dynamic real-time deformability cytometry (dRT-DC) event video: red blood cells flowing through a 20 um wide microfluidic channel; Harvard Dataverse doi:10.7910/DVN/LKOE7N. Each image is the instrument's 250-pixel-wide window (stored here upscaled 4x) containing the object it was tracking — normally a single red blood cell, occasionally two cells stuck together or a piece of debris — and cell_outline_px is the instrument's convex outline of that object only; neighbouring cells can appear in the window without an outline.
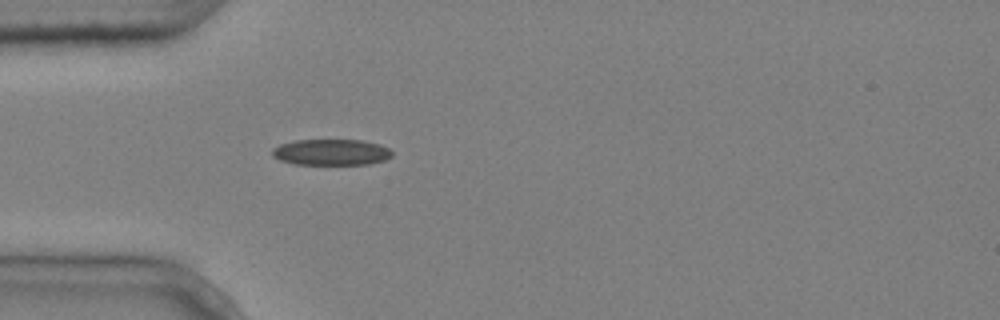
{"species": "common noctule bat (a hibernating species)", "species_latin": "Nyctalus noctula", "temperature_condition": "cold", "stored_images_in_passage": 5, "camera_frame_rate_fps": 3000, "um_per_image_px": 0.085, "animal": {"sex": "male", "body_mass_g": 20.4}, "frame": {"image": 1, "passage_image": 5, "time_ms": 1.333, "image_size_px": [1000, 320], "cell_outline_px": [[392, 156], [384, 160], [368, 164], [296, 164], [280, 160], [272, 156], [272, 148], [280, 144], [296, 140], [360, 140], [380, 144], [388, 148], [392, 152]], "centroid_in_image_um": [28.14, 12.93], "position_along_channel_um": 56.9, "area_um2": 18.15}}